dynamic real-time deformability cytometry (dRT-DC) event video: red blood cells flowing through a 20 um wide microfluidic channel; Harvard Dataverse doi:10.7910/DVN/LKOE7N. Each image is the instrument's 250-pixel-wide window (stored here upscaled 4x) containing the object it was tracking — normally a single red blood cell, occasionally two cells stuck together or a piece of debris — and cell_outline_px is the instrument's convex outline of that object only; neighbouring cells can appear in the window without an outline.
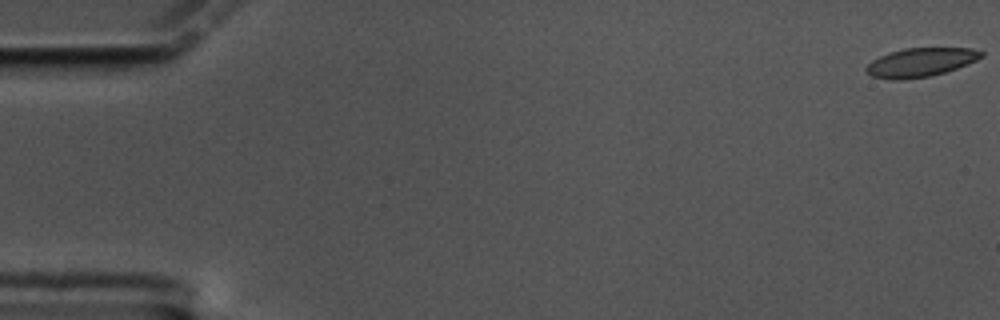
{"species": "common noctule bat (a hibernating species)", "species_latin": "Nyctalus noctula", "temperature_condition": "cold", "stored_images_in_passage": 61, "camera_frame_rate_fps": 3000, "um_per_image_px": 0.085, "animal": {"sex": "male", "body_mass_g": 17.5, "forearm_length_mm": 52.3}, "frame": {"image": 1, "passage_image": 1, "time_ms": 0.0, "image_size_px": [1000, 320], "cell_outline_px": [[984, 56], [968, 64], [944, 72], [928, 76], [896, 80], [892, 80], [872, 76], [864, 68], [872, 60], [888, 52], [904, 48], [972, 48], [984, 52]], "centroid_in_image_um": [78.25, 5.28], "position_along_channel_um": 6.8, "area_um2": 19.19}}
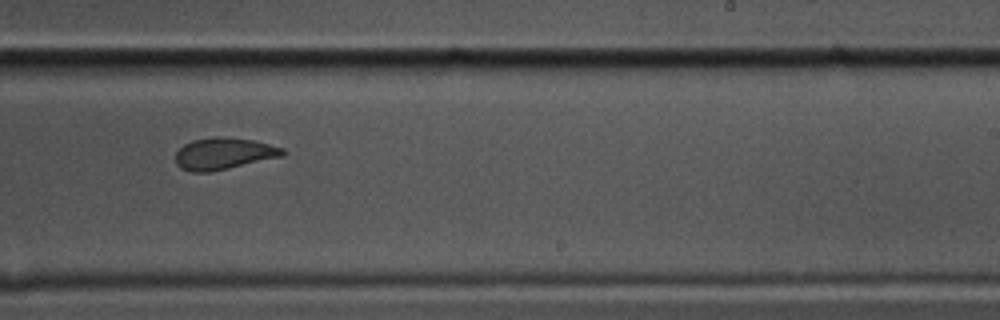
{"frame": {"image": 2, "passage_image": 38, "time_ms": 12.333, "image_size_px": [1000, 320], "cell_outline_px": [[288, 152], [284, 156], [228, 168], [208, 172], [192, 172], [180, 168], [176, 164], [176, 152], [184, 144], [192, 140], [216, 136], [224, 136], [252, 140], [284, 148]], "centroid_in_image_um": [19.03, 13.05], "position_along_channel_um": 270.0, "area_um2": 19.88}}
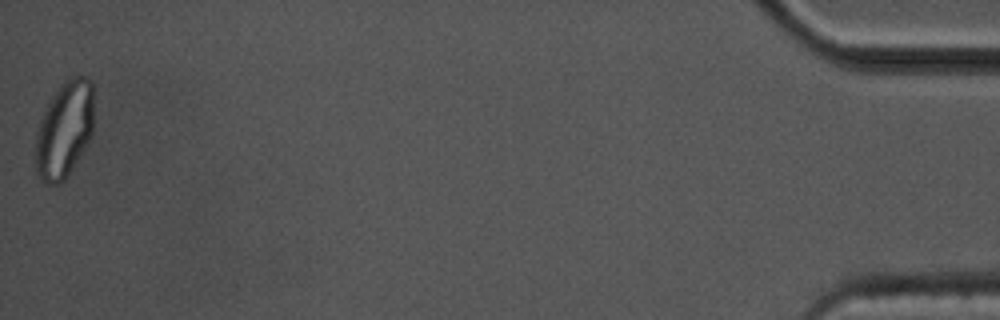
{"frame": {"image": 3, "passage_image": 61, "time_ms": 20.0, "image_size_px": [1000, 320], "cell_outline_px": [[92, 136], [64, 180], [60, 184], [48, 184], [36, 172], [36, 132], [40, 120], [52, 96], [60, 84], [64, 80], [72, 76], [84, 76], [92, 80]], "centroid_in_image_um": [5.47, 10.99], "position_along_channel_um": 429.7, "area_um2": 32.43}, "authors_computed_cell_mechanics": {"area_um2": 20.3456, "velocity_mm_per_s": 3.3297, "shape_relaxation_time_tau1_ms": null, "shape_relaxation_time_tau2_ms": 1.4834, "deformation_change_tau1": null, "deformation_change_tau2": 0.0511}}